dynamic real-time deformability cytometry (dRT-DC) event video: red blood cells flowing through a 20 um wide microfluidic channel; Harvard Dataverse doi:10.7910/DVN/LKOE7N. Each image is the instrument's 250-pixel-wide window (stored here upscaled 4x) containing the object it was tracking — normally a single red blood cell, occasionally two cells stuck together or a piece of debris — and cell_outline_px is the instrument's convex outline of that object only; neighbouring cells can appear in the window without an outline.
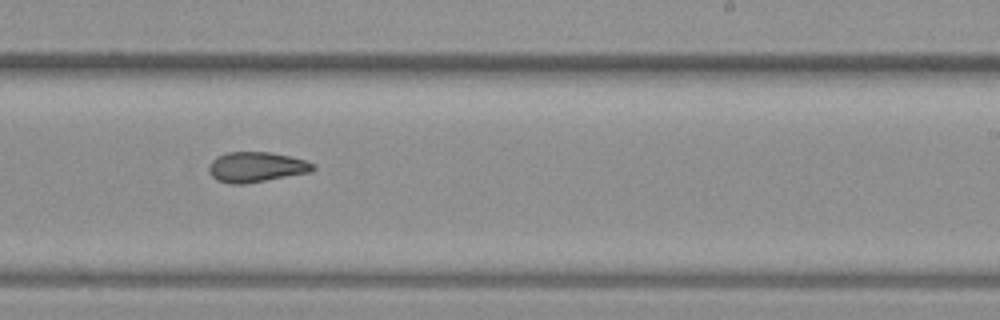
{"species": "common noctule bat (a hibernating species)", "species_latin": "Nyctalus noctula", "temperature_condition": "warm", "stored_images_in_passage": 35, "camera_frame_rate_fps": 3000, "um_per_image_px": 0.085, "animal": {"sex": "female", "body_mass_g": 19.3, "forearm_length_mm": 54.1}, "frame": {"image": 1, "passage_image": 16, "time_ms": 5.0, "image_size_px": [1000, 320], "cell_outline_px": [[316, 168], [308, 172], [244, 184], [228, 184], [216, 180], [212, 176], [208, 168], [212, 160], [216, 156], [228, 152], [268, 152], [288, 156], [304, 160], [312, 164]], "centroid_in_image_um": [21.71, 14.2], "position_along_channel_um": 267.3, "area_um2": 18.03}}